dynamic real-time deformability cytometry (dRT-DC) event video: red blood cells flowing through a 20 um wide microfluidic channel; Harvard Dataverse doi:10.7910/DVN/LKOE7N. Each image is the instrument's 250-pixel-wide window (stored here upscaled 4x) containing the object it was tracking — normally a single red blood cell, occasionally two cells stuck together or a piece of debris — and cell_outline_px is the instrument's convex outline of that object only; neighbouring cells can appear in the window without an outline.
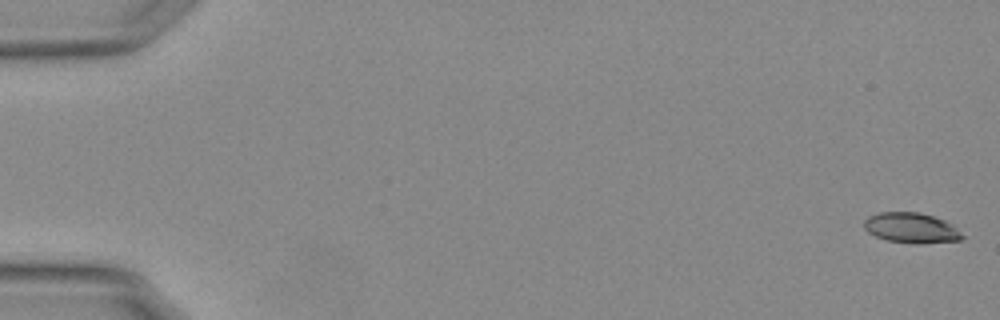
{"species": "Egyptian fruit bat (a non-hibernating species)", "species_latin": "Rousettus aegyptiacus", "temperature_condition": "warm", "stored_images_in_passage": 55, "camera_frame_rate_fps": 3000, "um_per_image_px": 0.085, "animal": {"sex": "female"}, "frame": {"image": 1, "passage_image": 1, "time_ms": 0.0, "image_size_px": [1000, 320], "cell_outline_px": [[964, 236], [960, 240], [916, 244], [888, 240], [876, 236], [868, 232], [864, 228], [864, 220], [868, 216], [880, 212], [920, 212], [944, 220], [952, 224]], "centroid_in_image_um": [77.44, 19.36], "position_along_channel_um": 7.6, "area_um2": 17.22}}
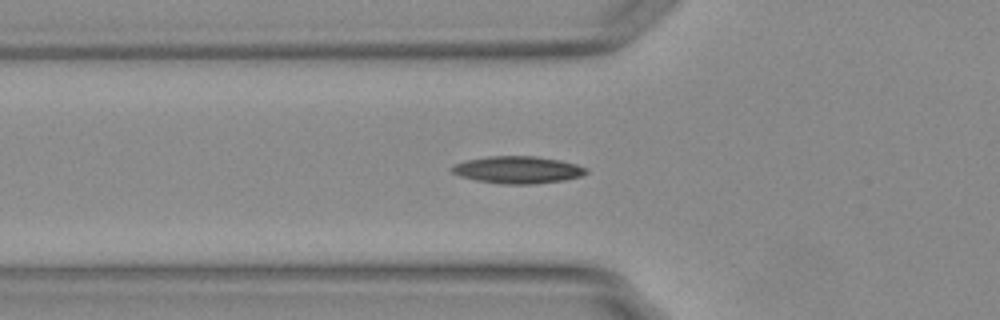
{"frame": {"image": 2, "passage_image": 20, "time_ms": 6.333, "image_size_px": [1000, 320], "cell_outline_px": [[588, 172], [580, 176], [564, 180], [532, 184], [500, 184], [476, 180], [460, 176], [452, 172], [448, 168], [452, 164], [464, 160], [488, 156], [532, 156], [560, 160], [576, 164], [588, 168]], "centroid_in_image_um": [43.95, 14.43], "position_along_channel_um": 81.8, "area_um2": 21.44}}
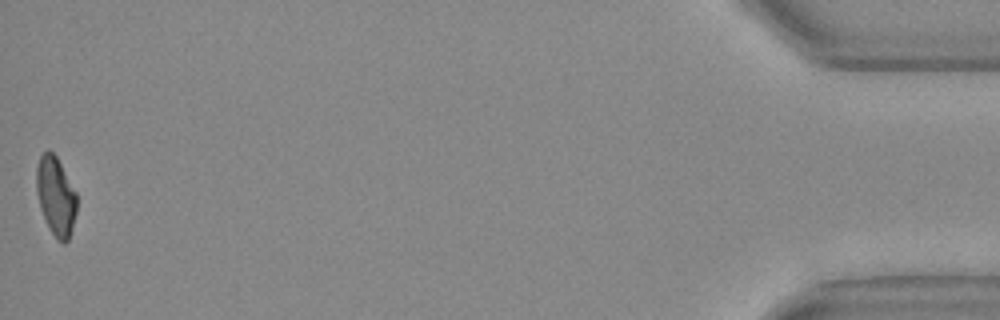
{"frame": {"image": 3, "passage_image": 55, "time_ms": 18.0, "image_size_px": [1000, 320], "cell_outline_px": [[76, 212], [72, 228], [68, 240], [64, 244], [60, 244], [56, 240], [48, 228], [40, 208], [36, 192], [36, 168], [40, 156], [48, 148], [56, 156], [76, 192]], "centroid_in_image_um": [4.72, 16.7], "position_along_channel_um": 430.5, "area_um2": 18.67}, "authors_computed_cell_mechanics": {"area_um2": 19.363, "velocity_mm_per_s": 3.784, "shape_relaxation_time_tau1_ms": 8.6983, "shape_relaxation_time_tau2_ms": 2.6367, "deformation_change_tau1": 0.2267, "deformation_change_tau2": 0.0956}}